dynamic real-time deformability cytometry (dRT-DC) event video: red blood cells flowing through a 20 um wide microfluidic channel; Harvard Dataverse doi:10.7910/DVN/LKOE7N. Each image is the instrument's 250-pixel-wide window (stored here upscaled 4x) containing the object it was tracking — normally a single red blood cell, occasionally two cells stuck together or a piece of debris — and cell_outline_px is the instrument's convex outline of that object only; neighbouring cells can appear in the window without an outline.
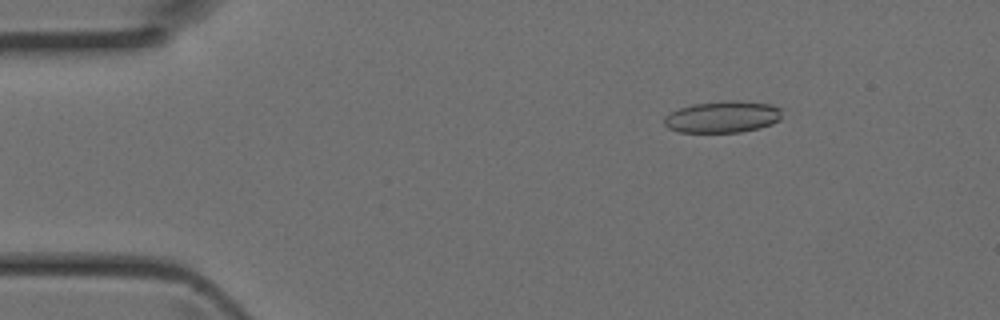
{"species": "Egyptian fruit bat (a non-hibernating species)", "species_latin": "Rousettus aegyptiacus", "temperature_condition": "room temperature", "stored_images_in_passage": 44, "segment_of_instrument_passage": [1, 2], "camera_frame_rate_fps": 3000, "um_per_image_px": 0.085, "animal": {"sex": "female"}, "frame": {"image": 1, "passage_image": 6, "time_ms": 1.667, "image_size_px": [1000, 320], "cell_outline_px": [[780, 120], [772, 124], [760, 128], [740, 132], [680, 132], [668, 128], [664, 124], [664, 116], [680, 108], [692, 104], [724, 100], [736, 100], [772, 104], [780, 108]], "centroid_in_image_um": [61.43, 9.93], "position_along_channel_um": 23.6, "area_um2": 21.85}}
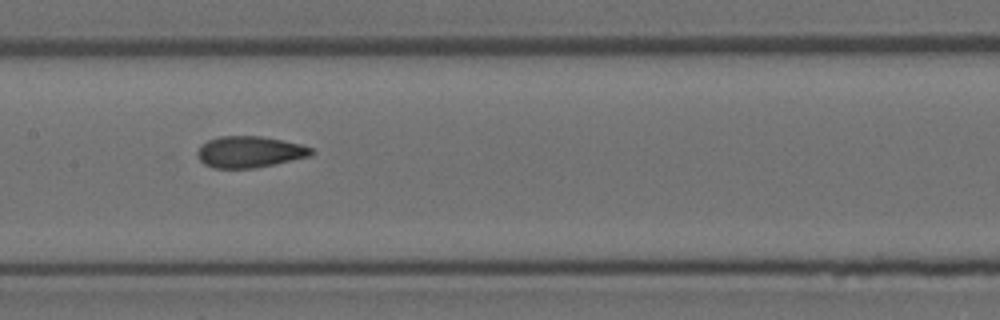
{"frame": {"image": 2, "passage_image": 21, "time_ms": 6.667, "image_size_px": [1000, 320], "cell_outline_px": [[316, 152], [308, 156], [256, 168], [212, 168], [204, 164], [196, 156], [196, 152], [208, 140], [220, 136], [260, 136], [300, 144], [312, 148]], "centroid_in_image_um": [21.19, 12.91], "position_along_channel_um": 186.2, "area_um2": 20.63}}
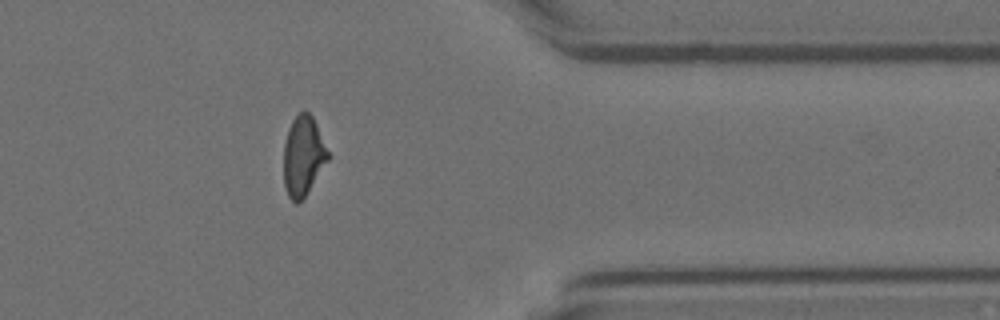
{"frame": {"image": 3, "passage_image": 35, "time_ms": 11.333, "image_size_px": [1000, 320], "cell_outline_px": [[332, 156], [304, 196], [296, 204], [288, 196], [284, 188], [284, 144], [288, 128], [292, 120], [300, 112], [308, 112], [312, 116]], "centroid_in_image_um": [25.79, 13.25], "position_along_channel_um": 385.6, "area_um2": 20.63}}